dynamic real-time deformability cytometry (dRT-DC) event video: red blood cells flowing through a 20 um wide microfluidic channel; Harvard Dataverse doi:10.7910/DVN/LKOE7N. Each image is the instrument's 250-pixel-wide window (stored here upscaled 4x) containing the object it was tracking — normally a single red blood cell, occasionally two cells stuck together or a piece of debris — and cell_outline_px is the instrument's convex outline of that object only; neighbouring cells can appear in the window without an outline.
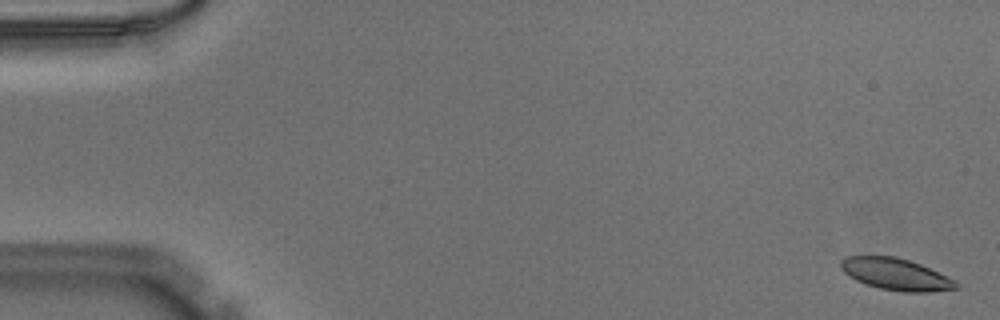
{"species": "Egyptian fruit bat (a non-hibernating species)", "species_latin": "Rousettus aegyptiacus", "temperature_condition": "warm", "stored_images_in_passage": 52, "camera_frame_rate_fps": 3000, "um_per_image_px": 0.085, "animal": {"sex": "male"}, "frame": {"image": 1, "passage_image": 2, "time_ms": 0.333, "image_size_px": [1000, 320], "cell_outline_px": [[960, 288], [928, 292], [904, 292], [880, 288], [856, 280], [844, 272], [840, 268], [840, 260], [848, 256], [896, 256], [920, 264], [956, 280], [960, 284]], "centroid_in_image_um": [76.18, 23.31], "position_along_channel_um": 8.8, "area_um2": 21.27}}
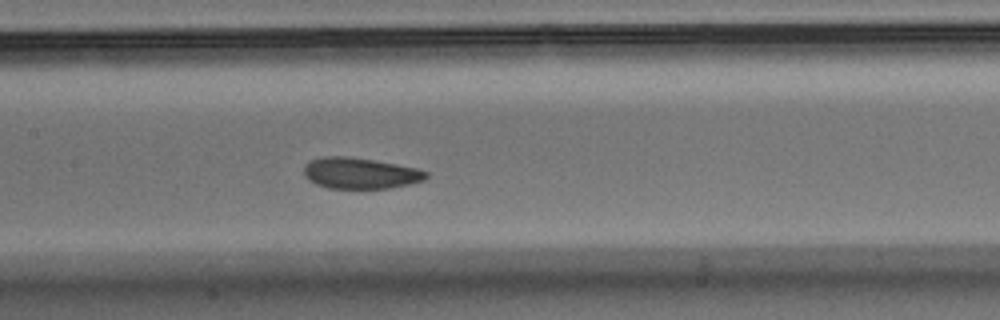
{"frame": {"image": 2, "passage_image": 26, "time_ms": 8.333, "image_size_px": [1000, 320], "cell_outline_px": [[428, 176], [424, 180], [408, 184], [388, 188], [328, 188], [316, 184], [308, 180], [304, 176], [304, 164], [308, 160], [320, 156], [348, 156], [396, 164], [416, 168], [428, 172]], "centroid_in_image_um": [30.55, 14.71], "position_along_channel_um": 176.8, "area_um2": 22.2}}
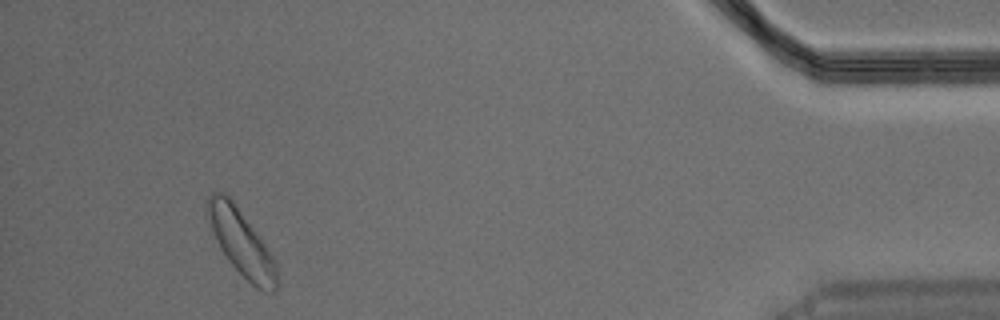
{"frame": {"image": 3, "passage_image": 49, "time_ms": 16.0, "image_size_px": [1000, 320], "cell_outline_px": [[276, 288], [272, 292], [256, 288], [228, 260], [220, 248], [216, 240], [204, 208], [208, 196], [212, 192], [224, 192], [232, 200], [272, 256], [276, 264]], "centroid_in_image_um": [20.44, 20.58], "position_along_channel_um": 414.8, "area_um2": 25.66}}